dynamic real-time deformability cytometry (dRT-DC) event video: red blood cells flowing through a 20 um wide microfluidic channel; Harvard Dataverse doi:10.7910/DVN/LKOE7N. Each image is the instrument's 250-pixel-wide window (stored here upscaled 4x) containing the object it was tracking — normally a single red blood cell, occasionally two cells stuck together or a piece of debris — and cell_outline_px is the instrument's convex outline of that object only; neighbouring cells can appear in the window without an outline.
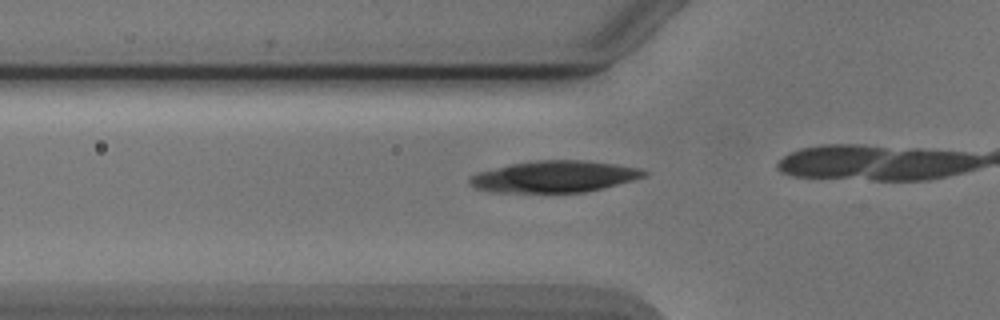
{"species": "Egyptian fruit bat (a non-hibernating species)", "species_latin": "Rousettus aegyptiacus", "temperature_condition": "cold", "stored_images_in_passage": 7, "camera_frame_rate_fps": 3000, "um_per_image_px": 0.085, "animal": {"sex": "male"}, "frame": {"image": 1, "passage_image": 3, "time_ms": 0.667, "image_size_px": [1000, 320], "cell_outline_px": [[648, 172], [644, 176], [632, 180], [604, 188], [584, 192], [492, 192], [476, 188], [468, 184], [468, 180], [472, 176], [480, 172], [512, 164], [536, 160], [580, 160], [616, 164], [636, 168]], "centroid_in_image_um": [47.11, 15.01], "position_along_channel_um": 78.7, "area_um2": 31.62}}
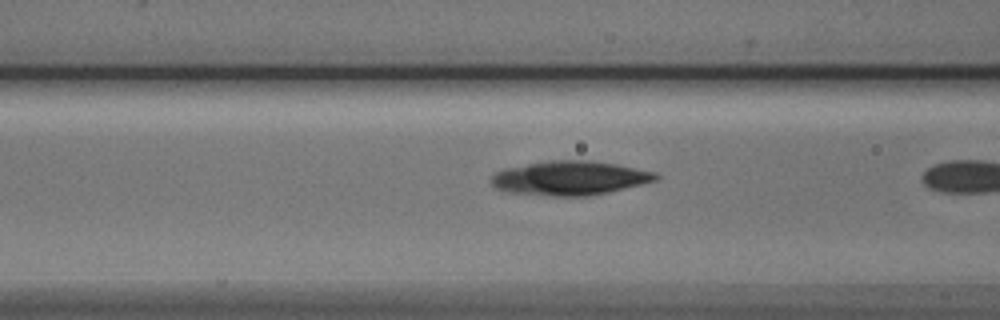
{"frame": {"image": 2, "passage_image": 6, "time_ms": 1.667, "image_size_px": [1000, 320], "cell_outline_px": [[660, 176], [656, 180], [608, 192], [588, 196], [548, 196], [508, 192], [496, 188], [488, 180], [496, 172], [504, 168], [552, 160], [592, 160], [616, 164], [656, 172]], "centroid_in_image_um": [48.41, 15.13], "position_along_channel_um": 118.2, "area_um2": 32.71}}